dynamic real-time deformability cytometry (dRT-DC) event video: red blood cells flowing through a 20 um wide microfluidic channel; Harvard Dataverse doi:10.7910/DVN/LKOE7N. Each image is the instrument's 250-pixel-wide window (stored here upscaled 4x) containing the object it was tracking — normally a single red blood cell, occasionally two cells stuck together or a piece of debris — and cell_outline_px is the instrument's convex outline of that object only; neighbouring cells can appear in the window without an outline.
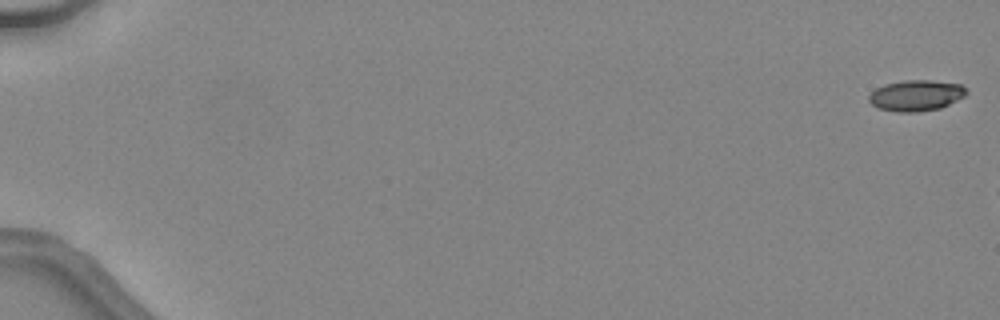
{"species": "common noctule bat (a hibernating species)", "species_latin": "Nyctalus noctula", "temperature_condition": "warm", "stored_images_in_passage": 8, "camera_frame_rate_fps": 3000, "um_per_image_px": 0.085, "animal": {"sex": "female", "body_mass_g": 24.6, "forearm_length_mm": 56.2}, "frame": {"image": 1, "passage_image": 1, "time_ms": 0.0, "image_size_px": [1000, 320], "cell_outline_px": [[968, 92], [964, 96], [940, 108], [916, 112], [896, 112], [880, 108], [872, 104], [868, 100], [868, 96], [876, 88], [884, 84], [904, 80], [932, 80], [960, 84]], "centroid_in_image_um": [77.84, 8.11], "position_along_channel_um": 7.2, "area_um2": 17.46}}